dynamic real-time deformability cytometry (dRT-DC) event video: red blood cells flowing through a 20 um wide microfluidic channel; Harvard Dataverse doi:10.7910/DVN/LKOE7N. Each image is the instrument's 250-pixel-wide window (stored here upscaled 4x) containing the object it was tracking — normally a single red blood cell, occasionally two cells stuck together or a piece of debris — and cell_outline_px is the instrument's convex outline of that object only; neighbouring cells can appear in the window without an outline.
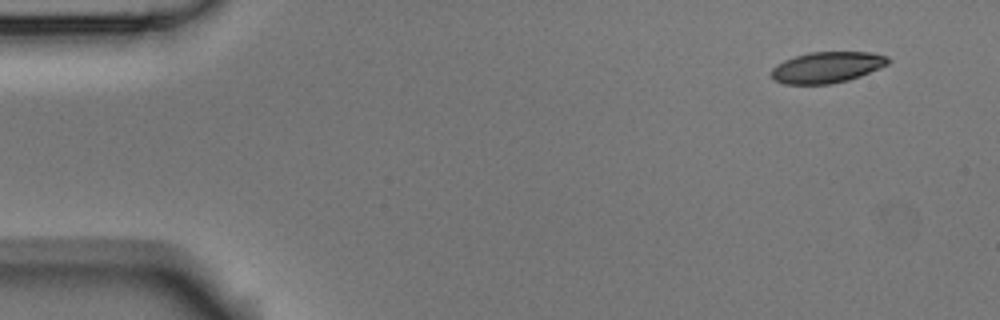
{"species": "Egyptian fruit bat (a non-hibernating species)", "species_latin": "Rousettus aegyptiacus", "temperature_condition": "room temperature", "stored_images_in_passage": 4, "camera_frame_rate_fps": 3000, "um_per_image_px": 0.085, "animal": {"sex": "male"}, "frame": {"image": 1, "passage_image": 1, "time_ms": 0.0, "image_size_px": [1000, 320], "cell_outline_px": [[892, 60], [888, 64], [880, 68], [860, 76], [848, 80], [832, 84], [784, 84], [772, 80], [772, 68], [776, 64], [784, 60], [808, 52], [872, 52], [888, 56]], "centroid_in_image_um": [70.31, 5.72], "position_along_channel_um": 14.7, "area_um2": 21.33}}
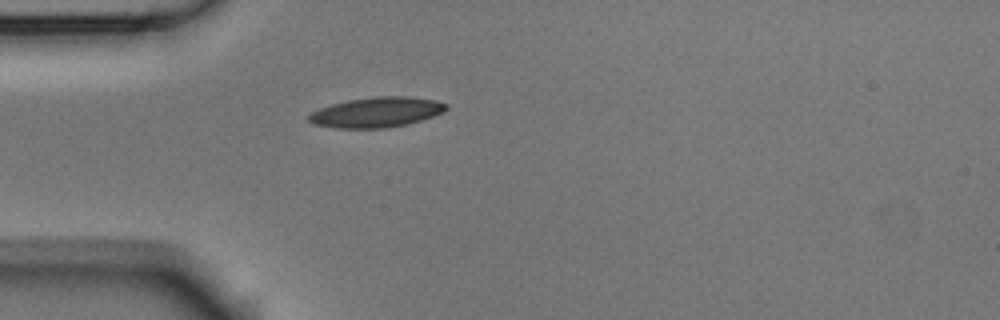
{"frame": {"image": 2, "passage_image": 4, "time_ms": 1.0, "image_size_px": [1000, 320], "cell_outline_px": [[448, 108], [444, 112], [408, 124], [384, 128], [336, 128], [312, 124], [308, 120], [308, 116], [312, 112], [320, 108], [332, 104], [348, 100], [376, 96], [408, 96], [436, 100], [448, 104]], "centroid_in_image_um": [32.02, 9.54], "position_along_channel_um": 53.0, "area_um2": 24.16}}